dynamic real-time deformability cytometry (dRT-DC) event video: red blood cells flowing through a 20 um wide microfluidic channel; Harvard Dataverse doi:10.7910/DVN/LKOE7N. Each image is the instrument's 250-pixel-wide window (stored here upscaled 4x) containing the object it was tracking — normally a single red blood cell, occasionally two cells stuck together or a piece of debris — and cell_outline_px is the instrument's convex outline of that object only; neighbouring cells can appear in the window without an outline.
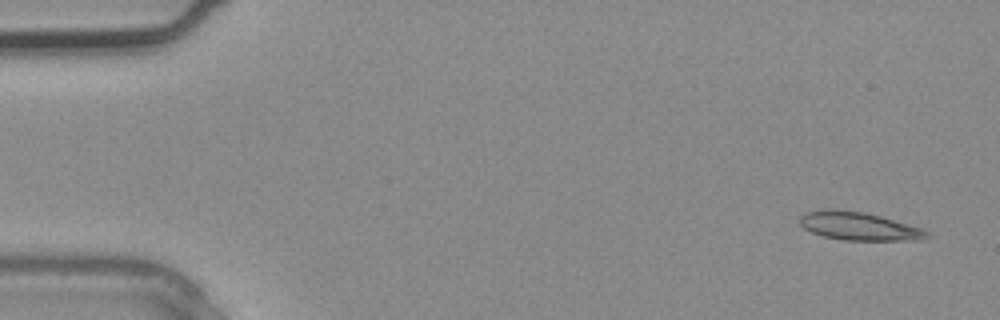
{"species": "common noctule bat (a hibernating species)", "species_latin": "Nyctalus noctula", "temperature_condition": "warm", "stored_images_in_passage": 4, "camera_frame_rate_fps": 3000, "um_per_image_px": 0.085, "animal": {"sex": "male", "body_mass_g": 20.4}, "frame": {"image": 1, "passage_image": 1, "time_ms": 0.0, "image_size_px": [1000, 320], "cell_outline_px": [[932, 236], [920, 240], [844, 240], [824, 236], [812, 232], [804, 228], [800, 224], [800, 216], [804, 212], [824, 208], [828, 208], [860, 212], [880, 216], [920, 228], [928, 232]], "centroid_in_image_um": [72.97, 19.22], "position_along_channel_um": 12.0, "area_um2": 20.69}}
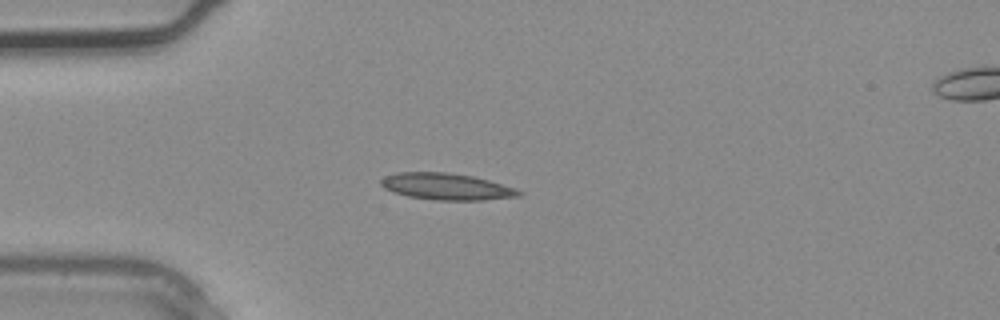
{"frame": {"image": 2, "passage_image": 3, "time_ms": 0.667, "image_size_px": [1000, 320], "cell_outline_px": [[524, 196], [484, 200], [436, 200], [408, 196], [392, 192], [384, 188], [380, 184], [380, 180], [384, 176], [396, 172], [448, 172], [472, 176], [488, 180], [516, 188], [524, 192]], "centroid_in_image_um": [37.97, 15.86], "position_along_channel_um": 47.0, "area_um2": 21.62}}